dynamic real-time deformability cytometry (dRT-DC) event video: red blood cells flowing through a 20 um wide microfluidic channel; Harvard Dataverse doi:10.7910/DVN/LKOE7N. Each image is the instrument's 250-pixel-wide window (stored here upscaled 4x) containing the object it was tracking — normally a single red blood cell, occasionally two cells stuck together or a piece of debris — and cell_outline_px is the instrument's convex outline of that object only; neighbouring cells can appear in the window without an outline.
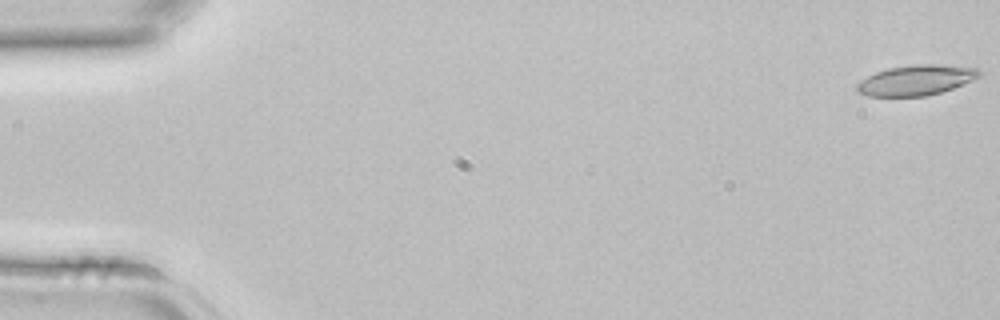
{"species": "common noctule bat (a hibernating species)", "species_latin": "Nyctalus noctula", "temperature_condition": "room temperature", "stored_images_in_passage": 4, "camera_frame_rate_fps": 3000, "um_per_image_px": 0.085, "animal": {"sex": "female", "body_mass_g": 22.7, "forearm_length_mm": 54.2}, "frame": {"image": 1, "passage_image": 1, "time_ms": 0.0, "image_size_px": [1000, 320], "cell_outline_px": [[980, 76], [972, 80], [952, 88], [940, 92], [924, 96], [868, 96], [856, 92], [856, 84], [860, 80], [876, 72], [888, 68], [912, 64], [940, 64], [976, 68], [980, 72]], "centroid_in_image_um": [77.82, 6.81], "position_along_channel_um": 7.2, "area_um2": 21.5}}
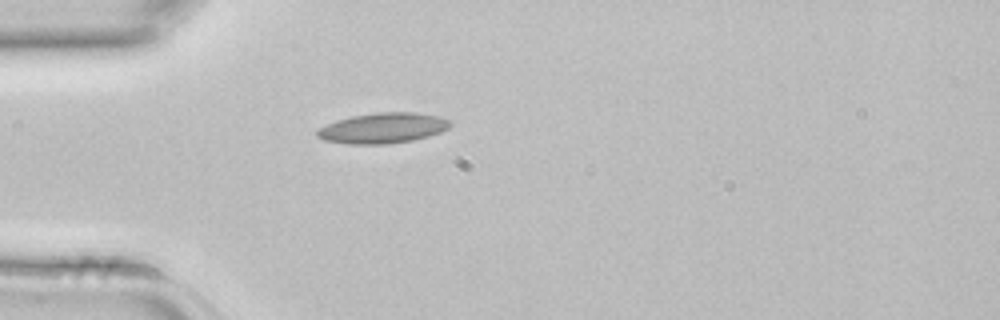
{"frame": {"image": 2, "passage_image": 4, "time_ms": 1.0, "image_size_px": [1000, 320], "cell_outline_px": [[452, 124], [448, 128], [440, 132], [428, 136], [412, 140], [388, 144], [348, 144], [324, 140], [316, 136], [316, 132], [320, 128], [336, 120], [352, 116], [376, 112], [416, 112], [440, 116], [448, 120]], "centroid_in_image_um": [32.55, 10.88], "position_along_channel_um": 52.5, "area_um2": 23.58}}